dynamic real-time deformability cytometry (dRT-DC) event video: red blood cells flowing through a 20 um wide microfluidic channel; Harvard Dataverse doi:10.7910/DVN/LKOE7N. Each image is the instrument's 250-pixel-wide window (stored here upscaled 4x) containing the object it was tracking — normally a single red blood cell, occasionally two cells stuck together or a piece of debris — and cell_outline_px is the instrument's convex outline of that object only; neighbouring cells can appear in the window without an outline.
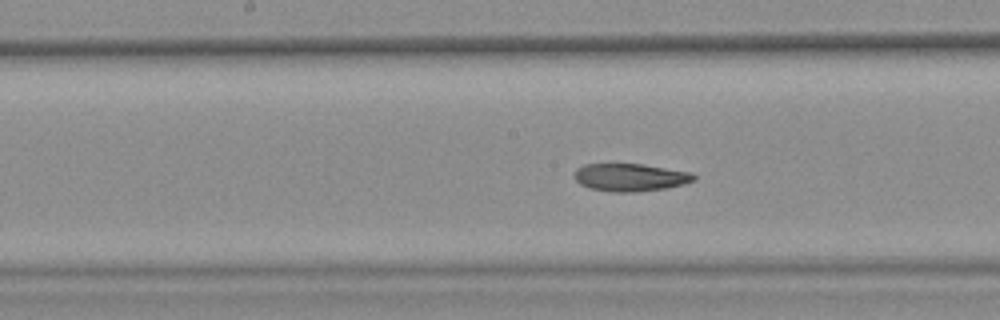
{"species": "common noctule bat (a hibernating species)", "species_latin": "Nyctalus noctula", "temperature_condition": "warm", "stored_images_in_passage": 46, "camera_frame_rate_fps": 3000, "um_per_image_px": 0.085, "animal": {"sex": "female", "body_mass_g": 25.1}, "frame": {"image": 1, "passage_image": 27, "time_ms": 8.667, "image_size_px": [1000, 320], "cell_outline_px": [[696, 180], [684, 184], [668, 188], [636, 192], [612, 192], [588, 188], [580, 184], [576, 180], [576, 168], [584, 164], [644, 164], [692, 172], [696, 176]], "centroid_in_image_um": [53.61, 15.08], "position_along_channel_um": 194.6, "area_um2": 19.48}, "authors_computed_cell_mechanics": {"area_um2": 20.4323, "velocity_mm_per_s": 3.6996, "shape_relaxation_time_tau1_ms": null, "shape_relaxation_time_tau2_ms": 3.213, "deformation_change_tau1": null, "deformation_change_tau2": 0.0972}}